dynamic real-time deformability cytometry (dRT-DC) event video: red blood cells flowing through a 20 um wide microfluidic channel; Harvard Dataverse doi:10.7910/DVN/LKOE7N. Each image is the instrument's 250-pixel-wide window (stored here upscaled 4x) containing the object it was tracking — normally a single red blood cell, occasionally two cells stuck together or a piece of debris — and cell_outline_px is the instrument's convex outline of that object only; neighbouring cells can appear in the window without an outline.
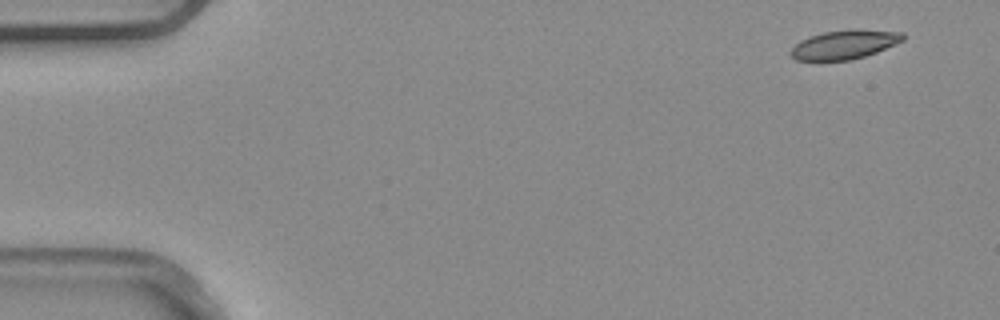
{"species": "common noctule bat (a hibernating species)", "species_latin": "Nyctalus noctula", "temperature_condition": "warm", "stored_images_in_passage": 4, "camera_frame_rate_fps": 3000, "um_per_image_px": 0.085, "animal": {"sex": "male", "body_mass_g": 20.4}, "frame": {"image": 1, "passage_image": 1, "time_ms": 0.0, "image_size_px": [1000, 320], "cell_outline_px": [[908, 36], [904, 40], [876, 52], [864, 56], [848, 60], [816, 64], [796, 60], [788, 52], [800, 40], [808, 36], [824, 32], [904, 32]], "centroid_in_image_um": [71.64, 3.89], "position_along_channel_um": 13.4, "area_um2": 18.73}}